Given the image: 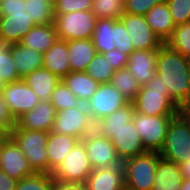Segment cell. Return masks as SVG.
Masks as SVG:
<instances>
[{
    "mask_svg": "<svg viewBox=\"0 0 190 190\" xmlns=\"http://www.w3.org/2000/svg\"><path fill=\"white\" fill-rule=\"evenodd\" d=\"M190 59L165 43L157 50L156 73L169 89L171 99L180 107L190 99Z\"/></svg>",
    "mask_w": 190,
    "mask_h": 190,
    "instance_id": "cell-1",
    "label": "cell"
},
{
    "mask_svg": "<svg viewBox=\"0 0 190 190\" xmlns=\"http://www.w3.org/2000/svg\"><path fill=\"white\" fill-rule=\"evenodd\" d=\"M131 102L135 111L148 116L176 115L180 110V107L171 99L168 87L157 73L140 87Z\"/></svg>",
    "mask_w": 190,
    "mask_h": 190,
    "instance_id": "cell-2",
    "label": "cell"
},
{
    "mask_svg": "<svg viewBox=\"0 0 190 190\" xmlns=\"http://www.w3.org/2000/svg\"><path fill=\"white\" fill-rule=\"evenodd\" d=\"M36 24L30 18L29 0H0V39L19 43Z\"/></svg>",
    "mask_w": 190,
    "mask_h": 190,
    "instance_id": "cell-3",
    "label": "cell"
},
{
    "mask_svg": "<svg viewBox=\"0 0 190 190\" xmlns=\"http://www.w3.org/2000/svg\"><path fill=\"white\" fill-rule=\"evenodd\" d=\"M20 147L35 173H48V132L13 128L9 134Z\"/></svg>",
    "mask_w": 190,
    "mask_h": 190,
    "instance_id": "cell-4",
    "label": "cell"
},
{
    "mask_svg": "<svg viewBox=\"0 0 190 190\" xmlns=\"http://www.w3.org/2000/svg\"><path fill=\"white\" fill-rule=\"evenodd\" d=\"M158 153L161 158L177 164L190 159V125L180 113L171 119L162 149Z\"/></svg>",
    "mask_w": 190,
    "mask_h": 190,
    "instance_id": "cell-5",
    "label": "cell"
},
{
    "mask_svg": "<svg viewBox=\"0 0 190 190\" xmlns=\"http://www.w3.org/2000/svg\"><path fill=\"white\" fill-rule=\"evenodd\" d=\"M160 158L158 152L147 151L123 161L125 186L132 190H152Z\"/></svg>",
    "mask_w": 190,
    "mask_h": 190,
    "instance_id": "cell-6",
    "label": "cell"
},
{
    "mask_svg": "<svg viewBox=\"0 0 190 190\" xmlns=\"http://www.w3.org/2000/svg\"><path fill=\"white\" fill-rule=\"evenodd\" d=\"M97 18L90 11H73L55 15L54 25L58 39L70 41L90 39L94 32Z\"/></svg>",
    "mask_w": 190,
    "mask_h": 190,
    "instance_id": "cell-7",
    "label": "cell"
},
{
    "mask_svg": "<svg viewBox=\"0 0 190 190\" xmlns=\"http://www.w3.org/2000/svg\"><path fill=\"white\" fill-rule=\"evenodd\" d=\"M174 116H148L134 111L132 121L146 151L159 152L162 149L169 123Z\"/></svg>",
    "mask_w": 190,
    "mask_h": 190,
    "instance_id": "cell-8",
    "label": "cell"
},
{
    "mask_svg": "<svg viewBox=\"0 0 190 190\" xmlns=\"http://www.w3.org/2000/svg\"><path fill=\"white\" fill-rule=\"evenodd\" d=\"M94 130L95 123L87 112L85 104L80 103L76 107L57 111L51 132L82 140Z\"/></svg>",
    "mask_w": 190,
    "mask_h": 190,
    "instance_id": "cell-9",
    "label": "cell"
},
{
    "mask_svg": "<svg viewBox=\"0 0 190 190\" xmlns=\"http://www.w3.org/2000/svg\"><path fill=\"white\" fill-rule=\"evenodd\" d=\"M92 170L87 150L80 140L52 172V176L59 181L84 183Z\"/></svg>",
    "mask_w": 190,
    "mask_h": 190,
    "instance_id": "cell-10",
    "label": "cell"
},
{
    "mask_svg": "<svg viewBox=\"0 0 190 190\" xmlns=\"http://www.w3.org/2000/svg\"><path fill=\"white\" fill-rule=\"evenodd\" d=\"M129 101L111 83L99 84L97 91L85 103L94 123L128 104Z\"/></svg>",
    "mask_w": 190,
    "mask_h": 190,
    "instance_id": "cell-11",
    "label": "cell"
},
{
    "mask_svg": "<svg viewBox=\"0 0 190 190\" xmlns=\"http://www.w3.org/2000/svg\"><path fill=\"white\" fill-rule=\"evenodd\" d=\"M87 150L90 165L93 169L122 165L115 147L110 139L93 131L81 140Z\"/></svg>",
    "mask_w": 190,
    "mask_h": 190,
    "instance_id": "cell-12",
    "label": "cell"
},
{
    "mask_svg": "<svg viewBox=\"0 0 190 190\" xmlns=\"http://www.w3.org/2000/svg\"><path fill=\"white\" fill-rule=\"evenodd\" d=\"M0 169L18 181L35 174L24 153L10 135L0 143Z\"/></svg>",
    "mask_w": 190,
    "mask_h": 190,
    "instance_id": "cell-13",
    "label": "cell"
},
{
    "mask_svg": "<svg viewBox=\"0 0 190 190\" xmlns=\"http://www.w3.org/2000/svg\"><path fill=\"white\" fill-rule=\"evenodd\" d=\"M120 20L132 40L134 50H158L164 44L148 25L145 16L124 13Z\"/></svg>",
    "mask_w": 190,
    "mask_h": 190,
    "instance_id": "cell-14",
    "label": "cell"
},
{
    "mask_svg": "<svg viewBox=\"0 0 190 190\" xmlns=\"http://www.w3.org/2000/svg\"><path fill=\"white\" fill-rule=\"evenodd\" d=\"M1 94L15 120L23 113L31 111L40 102L33 89L23 79L5 84Z\"/></svg>",
    "mask_w": 190,
    "mask_h": 190,
    "instance_id": "cell-15",
    "label": "cell"
},
{
    "mask_svg": "<svg viewBox=\"0 0 190 190\" xmlns=\"http://www.w3.org/2000/svg\"><path fill=\"white\" fill-rule=\"evenodd\" d=\"M56 112L50 100H40L31 111L23 113L16 119L13 128L40 130L49 133L52 130Z\"/></svg>",
    "mask_w": 190,
    "mask_h": 190,
    "instance_id": "cell-16",
    "label": "cell"
},
{
    "mask_svg": "<svg viewBox=\"0 0 190 190\" xmlns=\"http://www.w3.org/2000/svg\"><path fill=\"white\" fill-rule=\"evenodd\" d=\"M110 140L122 162L147 152L133 121L118 131H110Z\"/></svg>",
    "mask_w": 190,
    "mask_h": 190,
    "instance_id": "cell-17",
    "label": "cell"
},
{
    "mask_svg": "<svg viewBox=\"0 0 190 190\" xmlns=\"http://www.w3.org/2000/svg\"><path fill=\"white\" fill-rule=\"evenodd\" d=\"M84 184L86 190H122L125 187L123 165L93 169Z\"/></svg>",
    "mask_w": 190,
    "mask_h": 190,
    "instance_id": "cell-18",
    "label": "cell"
},
{
    "mask_svg": "<svg viewBox=\"0 0 190 190\" xmlns=\"http://www.w3.org/2000/svg\"><path fill=\"white\" fill-rule=\"evenodd\" d=\"M157 50H134L127 63V69L143 86L156 74Z\"/></svg>",
    "mask_w": 190,
    "mask_h": 190,
    "instance_id": "cell-19",
    "label": "cell"
},
{
    "mask_svg": "<svg viewBox=\"0 0 190 190\" xmlns=\"http://www.w3.org/2000/svg\"><path fill=\"white\" fill-rule=\"evenodd\" d=\"M80 141L70 135L49 132L46 144L48 157V173H52L60 165L66 155Z\"/></svg>",
    "mask_w": 190,
    "mask_h": 190,
    "instance_id": "cell-20",
    "label": "cell"
},
{
    "mask_svg": "<svg viewBox=\"0 0 190 190\" xmlns=\"http://www.w3.org/2000/svg\"><path fill=\"white\" fill-rule=\"evenodd\" d=\"M10 54L20 79L25 78L32 71L43 67V54L33 48L22 45L20 42L10 45Z\"/></svg>",
    "mask_w": 190,
    "mask_h": 190,
    "instance_id": "cell-21",
    "label": "cell"
},
{
    "mask_svg": "<svg viewBox=\"0 0 190 190\" xmlns=\"http://www.w3.org/2000/svg\"><path fill=\"white\" fill-rule=\"evenodd\" d=\"M43 67L57 75L60 79L71 72L68 56V41L56 40L48 51L43 54Z\"/></svg>",
    "mask_w": 190,
    "mask_h": 190,
    "instance_id": "cell-22",
    "label": "cell"
},
{
    "mask_svg": "<svg viewBox=\"0 0 190 190\" xmlns=\"http://www.w3.org/2000/svg\"><path fill=\"white\" fill-rule=\"evenodd\" d=\"M148 25L163 43L172 35L176 25L167 2L153 6L145 15Z\"/></svg>",
    "mask_w": 190,
    "mask_h": 190,
    "instance_id": "cell-23",
    "label": "cell"
},
{
    "mask_svg": "<svg viewBox=\"0 0 190 190\" xmlns=\"http://www.w3.org/2000/svg\"><path fill=\"white\" fill-rule=\"evenodd\" d=\"M95 54L96 50L91 38L68 41L71 72H85Z\"/></svg>",
    "mask_w": 190,
    "mask_h": 190,
    "instance_id": "cell-24",
    "label": "cell"
},
{
    "mask_svg": "<svg viewBox=\"0 0 190 190\" xmlns=\"http://www.w3.org/2000/svg\"><path fill=\"white\" fill-rule=\"evenodd\" d=\"M58 35L53 24L35 25L21 39L20 43L26 47L33 48L44 54L56 42Z\"/></svg>",
    "mask_w": 190,
    "mask_h": 190,
    "instance_id": "cell-25",
    "label": "cell"
},
{
    "mask_svg": "<svg viewBox=\"0 0 190 190\" xmlns=\"http://www.w3.org/2000/svg\"><path fill=\"white\" fill-rule=\"evenodd\" d=\"M24 82L35 92L40 100H50L54 88L61 79L44 67L32 71L23 78Z\"/></svg>",
    "mask_w": 190,
    "mask_h": 190,
    "instance_id": "cell-26",
    "label": "cell"
},
{
    "mask_svg": "<svg viewBox=\"0 0 190 190\" xmlns=\"http://www.w3.org/2000/svg\"><path fill=\"white\" fill-rule=\"evenodd\" d=\"M183 179L177 163L160 158L156 167L152 190H180Z\"/></svg>",
    "mask_w": 190,
    "mask_h": 190,
    "instance_id": "cell-27",
    "label": "cell"
},
{
    "mask_svg": "<svg viewBox=\"0 0 190 190\" xmlns=\"http://www.w3.org/2000/svg\"><path fill=\"white\" fill-rule=\"evenodd\" d=\"M134 105L129 102L125 106L105 116L95 123V131L101 136L110 139V131H118L133 120Z\"/></svg>",
    "mask_w": 190,
    "mask_h": 190,
    "instance_id": "cell-28",
    "label": "cell"
},
{
    "mask_svg": "<svg viewBox=\"0 0 190 190\" xmlns=\"http://www.w3.org/2000/svg\"><path fill=\"white\" fill-rule=\"evenodd\" d=\"M81 103H86L97 91L99 83L86 72H70L61 79Z\"/></svg>",
    "mask_w": 190,
    "mask_h": 190,
    "instance_id": "cell-29",
    "label": "cell"
},
{
    "mask_svg": "<svg viewBox=\"0 0 190 190\" xmlns=\"http://www.w3.org/2000/svg\"><path fill=\"white\" fill-rule=\"evenodd\" d=\"M91 40L96 53L103 54L115 49V20L110 18L97 19Z\"/></svg>",
    "mask_w": 190,
    "mask_h": 190,
    "instance_id": "cell-30",
    "label": "cell"
},
{
    "mask_svg": "<svg viewBox=\"0 0 190 190\" xmlns=\"http://www.w3.org/2000/svg\"><path fill=\"white\" fill-rule=\"evenodd\" d=\"M125 98L131 102L140 90L141 85L127 68L116 70L110 82Z\"/></svg>",
    "mask_w": 190,
    "mask_h": 190,
    "instance_id": "cell-31",
    "label": "cell"
},
{
    "mask_svg": "<svg viewBox=\"0 0 190 190\" xmlns=\"http://www.w3.org/2000/svg\"><path fill=\"white\" fill-rule=\"evenodd\" d=\"M93 80L99 84L110 83L115 70L103 54L96 53L85 71Z\"/></svg>",
    "mask_w": 190,
    "mask_h": 190,
    "instance_id": "cell-32",
    "label": "cell"
},
{
    "mask_svg": "<svg viewBox=\"0 0 190 190\" xmlns=\"http://www.w3.org/2000/svg\"><path fill=\"white\" fill-rule=\"evenodd\" d=\"M91 12L97 19L110 18L118 20L125 13L124 0H92Z\"/></svg>",
    "mask_w": 190,
    "mask_h": 190,
    "instance_id": "cell-33",
    "label": "cell"
},
{
    "mask_svg": "<svg viewBox=\"0 0 190 190\" xmlns=\"http://www.w3.org/2000/svg\"><path fill=\"white\" fill-rule=\"evenodd\" d=\"M165 44L190 59V23L176 25Z\"/></svg>",
    "mask_w": 190,
    "mask_h": 190,
    "instance_id": "cell-34",
    "label": "cell"
},
{
    "mask_svg": "<svg viewBox=\"0 0 190 190\" xmlns=\"http://www.w3.org/2000/svg\"><path fill=\"white\" fill-rule=\"evenodd\" d=\"M10 43L0 39V79L4 84L21 80L18 77L15 63L10 54Z\"/></svg>",
    "mask_w": 190,
    "mask_h": 190,
    "instance_id": "cell-35",
    "label": "cell"
},
{
    "mask_svg": "<svg viewBox=\"0 0 190 190\" xmlns=\"http://www.w3.org/2000/svg\"><path fill=\"white\" fill-rule=\"evenodd\" d=\"M30 18L36 25L53 24L54 7L51 0H29Z\"/></svg>",
    "mask_w": 190,
    "mask_h": 190,
    "instance_id": "cell-36",
    "label": "cell"
},
{
    "mask_svg": "<svg viewBox=\"0 0 190 190\" xmlns=\"http://www.w3.org/2000/svg\"><path fill=\"white\" fill-rule=\"evenodd\" d=\"M50 101L56 111L73 108L81 103L62 80L54 88Z\"/></svg>",
    "mask_w": 190,
    "mask_h": 190,
    "instance_id": "cell-37",
    "label": "cell"
},
{
    "mask_svg": "<svg viewBox=\"0 0 190 190\" xmlns=\"http://www.w3.org/2000/svg\"><path fill=\"white\" fill-rule=\"evenodd\" d=\"M53 186L52 173H35L19 180L15 190H53Z\"/></svg>",
    "mask_w": 190,
    "mask_h": 190,
    "instance_id": "cell-38",
    "label": "cell"
},
{
    "mask_svg": "<svg viewBox=\"0 0 190 190\" xmlns=\"http://www.w3.org/2000/svg\"><path fill=\"white\" fill-rule=\"evenodd\" d=\"M175 25L190 23V0H166Z\"/></svg>",
    "mask_w": 190,
    "mask_h": 190,
    "instance_id": "cell-39",
    "label": "cell"
},
{
    "mask_svg": "<svg viewBox=\"0 0 190 190\" xmlns=\"http://www.w3.org/2000/svg\"><path fill=\"white\" fill-rule=\"evenodd\" d=\"M92 0H54V15L66 14L73 11H90Z\"/></svg>",
    "mask_w": 190,
    "mask_h": 190,
    "instance_id": "cell-40",
    "label": "cell"
},
{
    "mask_svg": "<svg viewBox=\"0 0 190 190\" xmlns=\"http://www.w3.org/2000/svg\"><path fill=\"white\" fill-rule=\"evenodd\" d=\"M114 45L115 49L128 55H130L134 51L132 40L130 39L129 34L120 19L115 20Z\"/></svg>",
    "mask_w": 190,
    "mask_h": 190,
    "instance_id": "cell-41",
    "label": "cell"
},
{
    "mask_svg": "<svg viewBox=\"0 0 190 190\" xmlns=\"http://www.w3.org/2000/svg\"><path fill=\"white\" fill-rule=\"evenodd\" d=\"M124 1H125V13L145 16L146 13L153 6L161 4L166 0H124Z\"/></svg>",
    "mask_w": 190,
    "mask_h": 190,
    "instance_id": "cell-42",
    "label": "cell"
},
{
    "mask_svg": "<svg viewBox=\"0 0 190 190\" xmlns=\"http://www.w3.org/2000/svg\"><path fill=\"white\" fill-rule=\"evenodd\" d=\"M16 124L0 92V128L9 135Z\"/></svg>",
    "mask_w": 190,
    "mask_h": 190,
    "instance_id": "cell-43",
    "label": "cell"
},
{
    "mask_svg": "<svg viewBox=\"0 0 190 190\" xmlns=\"http://www.w3.org/2000/svg\"><path fill=\"white\" fill-rule=\"evenodd\" d=\"M103 56L108 59L111 67L116 71L121 68H126L129 55L118 51L117 49L110 50L109 52L103 53Z\"/></svg>",
    "mask_w": 190,
    "mask_h": 190,
    "instance_id": "cell-44",
    "label": "cell"
},
{
    "mask_svg": "<svg viewBox=\"0 0 190 190\" xmlns=\"http://www.w3.org/2000/svg\"><path fill=\"white\" fill-rule=\"evenodd\" d=\"M53 190H86L84 183L66 182L54 179Z\"/></svg>",
    "mask_w": 190,
    "mask_h": 190,
    "instance_id": "cell-45",
    "label": "cell"
},
{
    "mask_svg": "<svg viewBox=\"0 0 190 190\" xmlns=\"http://www.w3.org/2000/svg\"><path fill=\"white\" fill-rule=\"evenodd\" d=\"M18 180L11 178L0 169V190H15Z\"/></svg>",
    "mask_w": 190,
    "mask_h": 190,
    "instance_id": "cell-46",
    "label": "cell"
},
{
    "mask_svg": "<svg viewBox=\"0 0 190 190\" xmlns=\"http://www.w3.org/2000/svg\"><path fill=\"white\" fill-rule=\"evenodd\" d=\"M179 168L184 179H190V159L186 162L179 163Z\"/></svg>",
    "mask_w": 190,
    "mask_h": 190,
    "instance_id": "cell-47",
    "label": "cell"
},
{
    "mask_svg": "<svg viewBox=\"0 0 190 190\" xmlns=\"http://www.w3.org/2000/svg\"><path fill=\"white\" fill-rule=\"evenodd\" d=\"M180 190H190V179H183Z\"/></svg>",
    "mask_w": 190,
    "mask_h": 190,
    "instance_id": "cell-48",
    "label": "cell"
},
{
    "mask_svg": "<svg viewBox=\"0 0 190 190\" xmlns=\"http://www.w3.org/2000/svg\"><path fill=\"white\" fill-rule=\"evenodd\" d=\"M179 113H190V99L183 108H180Z\"/></svg>",
    "mask_w": 190,
    "mask_h": 190,
    "instance_id": "cell-49",
    "label": "cell"
},
{
    "mask_svg": "<svg viewBox=\"0 0 190 190\" xmlns=\"http://www.w3.org/2000/svg\"><path fill=\"white\" fill-rule=\"evenodd\" d=\"M8 135L0 128V143L7 137Z\"/></svg>",
    "mask_w": 190,
    "mask_h": 190,
    "instance_id": "cell-50",
    "label": "cell"
},
{
    "mask_svg": "<svg viewBox=\"0 0 190 190\" xmlns=\"http://www.w3.org/2000/svg\"><path fill=\"white\" fill-rule=\"evenodd\" d=\"M189 123L190 125V113H180Z\"/></svg>",
    "mask_w": 190,
    "mask_h": 190,
    "instance_id": "cell-51",
    "label": "cell"
},
{
    "mask_svg": "<svg viewBox=\"0 0 190 190\" xmlns=\"http://www.w3.org/2000/svg\"><path fill=\"white\" fill-rule=\"evenodd\" d=\"M4 83H3V81H2V79H0V92H1V90H2V88L4 87Z\"/></svg>",
    "mask_w": 190,
    "mask_h": 190,
    "instance_id": "cell-52",
    "label": "cell"
},
{
    "mask_svg": "<svg viewBox=\"0 0 190 190\" xmlns=\"http://www.w3.org/2000/svg\"><path fill=\"white\" fill-rule=\"evenodd\" d=\"M122 190H132V189L125 186Z\"/></svg>",
    "mask_w": 190,
    "mask_h": 190,
    "instance_id": "cell-53",
    "label": "cell"
}]
</instances>
